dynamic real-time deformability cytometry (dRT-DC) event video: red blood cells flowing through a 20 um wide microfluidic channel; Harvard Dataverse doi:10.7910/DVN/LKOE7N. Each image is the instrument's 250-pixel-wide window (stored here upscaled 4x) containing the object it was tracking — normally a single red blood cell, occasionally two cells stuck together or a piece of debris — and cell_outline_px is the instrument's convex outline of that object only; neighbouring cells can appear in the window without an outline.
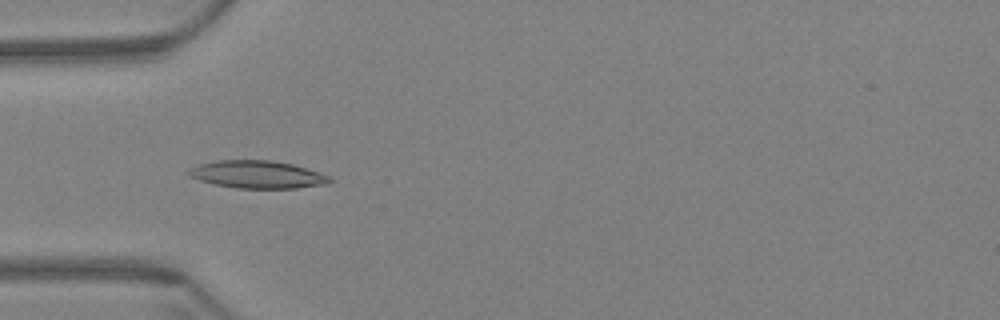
{"species": "Egyptian fruit bat (a non-hibernating species)", "species_latin": "Rousettus aegyptiacus", "temperature_condition": "warm", "stored_images_in_passage": 60, "camera_frame_rate_fps": 3000, "um_per_image_px": 0.085, "animal": {"sex": "female"}, "frame": {"image": 1, "passage_image": 19, "time_ms": 6.0, "image_size_px": [1000, 320], "cell_outline_px": [[332, 180], [328, 184], [296, 188], [236, 188], [216, 184], [200, 180], [188, 176], [188, 172], [192, 168], [200, 164], [216, 160], [268, 160], [292, 164], [320, 172], [328, 176]], "centroid_in_image_um": [21.9, 14.83], "position_along_channel_um": 63.1, "area_um2": 22.48}}
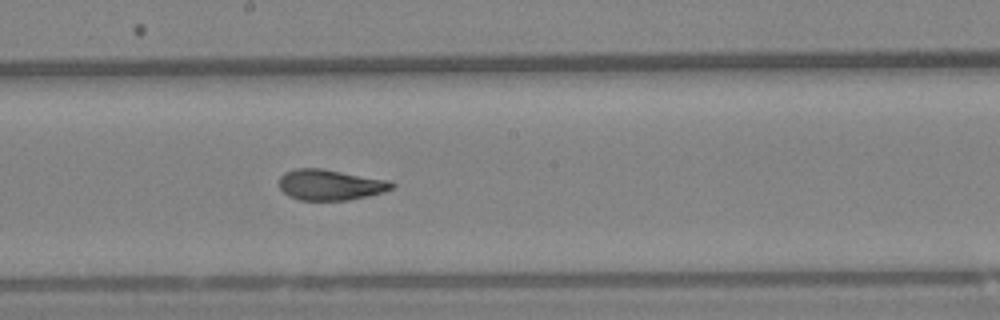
{"frame": {"image": 2, "passage_image": 33, "time_ms": 10.667, "image_size_px": [1000, 320], "cell_outline_px": [[396, 184], [392, 188], [384, 192], [368, 196], [348, 200], [300, 200], [288, 196], [280, 188], [280, 176], [284, 172], [296, 168], [320, 168], [392, 180]], "centroid_in_image_um": [28.1, 15.7], "position_along_channel_um": 220.1, "area_um2": 20.35}}
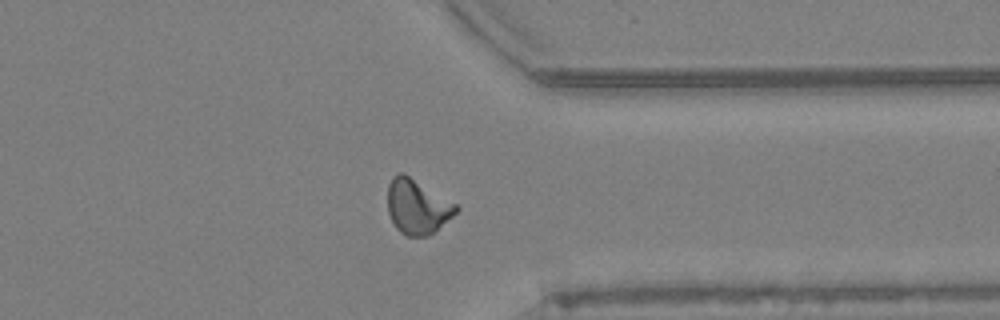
{"frame": {"image": 3, "passage_image": 47, "time_ms": 15.333, "image_size_px": [1000, 320], "cell_outline_px": [[460, 208], [452, 216], [428, 236], [404, 236], [396, 228], [388, 212], [388, 184], [392, 176], [396, 172], [404, 172], [456, 204]], "centroid_in_image_um": [35.43, 17.54], "position_along_channel_um": 376.0, "area_um2": 21.73}, "authors_computed_cell_mechanics": {"area_um2": 20.9814, "velocity_mm_per_s": 3.4089, "shape_relaxation_time_tau1_ms": 8.5282, "shape_relaxation_time_tau2_ms": 1.2078, "deformation_change_tau1": 0.2178, "deformation_change_tau2": 0.0735}}